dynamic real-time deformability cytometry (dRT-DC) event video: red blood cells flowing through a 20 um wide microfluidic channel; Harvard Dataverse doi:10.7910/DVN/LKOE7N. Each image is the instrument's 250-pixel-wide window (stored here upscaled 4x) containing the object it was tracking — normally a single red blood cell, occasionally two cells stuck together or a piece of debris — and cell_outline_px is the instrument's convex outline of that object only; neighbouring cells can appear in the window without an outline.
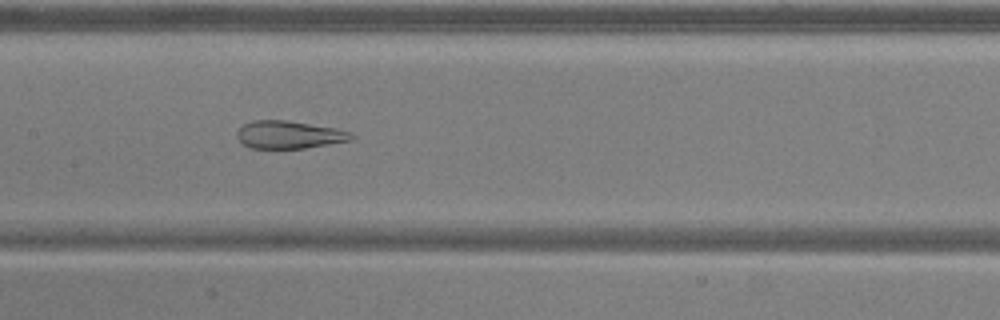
{"species": "common noctule bat (a hibernating species)", "species_latin": "Nyctalus noctula", "temperature_condition": "warm", "stored_images_in_passage": 38, "camera_frame_rate_fps": 3000, "um_per_image_px": 0.085, "animal": {"sex": "male", "body_mass_g": 20.5, "forearm_length_mm": 52.5}, "frame": {"image": 1, "passage_image": 17, "time_ms": 5.333, "image_size_px": [1000, 320], "cell_outline_px": [[356, 136], [352, 140], [304, 148], [252, 148], [244, 144], [236, 136], [236, 132], [244, 124], [252, 120], [284, 120], [336, 128], [352, 132]], "centroid_in_image_um": [24.6, 11.44], "position_along_channel_um": 182.8, "area_um2": 18.38}, "authors_computed_cell_mechanics": {"area_um2": 22.3686, "velocity_mm_per_s": 3.842, "shape_relaxation_time_tau1_ms": null, "shape_relaxation_time_tau2_ms": 1.0358, "deformation_change_tau1": null, "deformation_change_tau2": 0.0828}}